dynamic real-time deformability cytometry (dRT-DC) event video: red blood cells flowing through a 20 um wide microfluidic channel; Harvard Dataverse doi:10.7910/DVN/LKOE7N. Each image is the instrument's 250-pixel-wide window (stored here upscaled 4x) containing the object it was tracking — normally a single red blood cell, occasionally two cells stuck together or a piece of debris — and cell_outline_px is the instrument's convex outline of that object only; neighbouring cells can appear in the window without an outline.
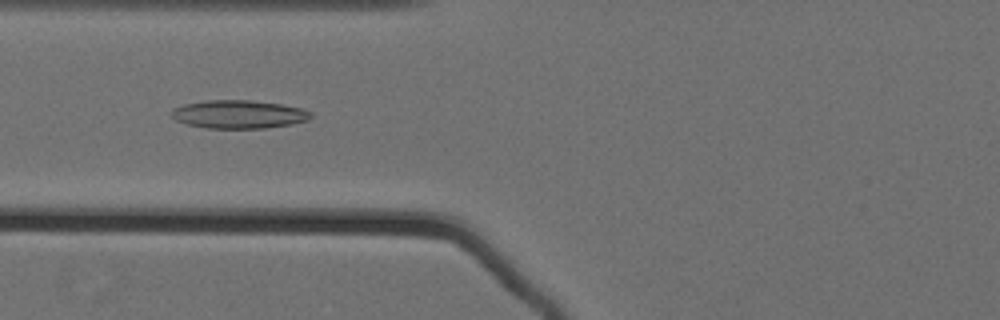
{"species": "Egyptian fruit bat (a non-hibernating species)", "species_latin": "Rousettus aegyptiacus", "temperature_condition": "cold", "stored_images_in_passage": 61, "camera_frame_rate_fps": 3000, "um_per_image_px": 0.085, "animal": {"sex": "female"}, "frame": {"image": 1, "passage_image": 29, "time_ms": 9.333, "image_size_px": [1000, 320], "cell_outline_px": [[312, 116], [308, 120], [292, 124], [264, 128], [208, 128], [188, 124], [176, 120], [168, 112], [172, 108], [184, 104], [208, 100], [252, 100], [280, 104], [300, 108], [312, 112]], "centroid_in_image_um": [20.28, 9.71], "position_along_channel_um": 105.5, "area_um2": 22.95}}
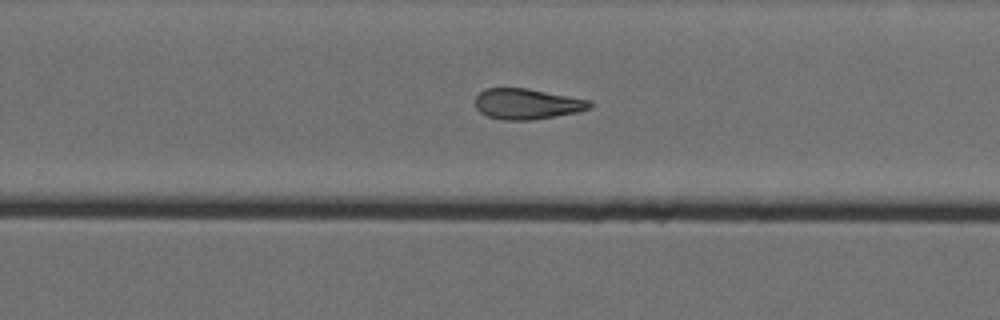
{"frame": {"image": 2, "passage_image": 44, "time_ms": 14.333, "image_size_px": [1000, 320], "cell_outline_px": [[592, 108], [576, 112], [532, 120], [500, 120], [488, 116], [480, 112], [476, 108], [476, 96], [484, 88], [528, 88], [592, 100]], "centroid_in_image_um": [44.81, 8.83], "position_along_channel_um": 285.0, "area_um2": 20.58}}
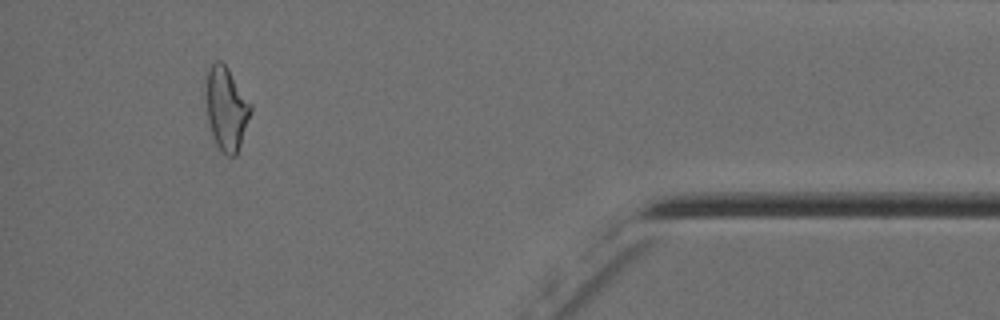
{"frame": {"image": 3, "passage_image": 58, "time_ms": 19.0, "image_size_px": [1000, 320], "cell_outline_px": [[252, 112], [236, 156], [228, 156], [216, 144], [208, 120], [204, 96], [208, 72], [212, 64], [216, 60], [220, 60], [228, 68], [252, 104]], "centroid_in_image_um": [19.24, 9.21], "position_along_channel_um": 416.0, "area_um2": 21.73}, "authors_computed_cell_mechanics": {"area_um2": 22.3108, "velocity_mm_per_s": 3.5942, "shape_relaxation_time_tau1_ms": null, "shape_relaxation_time_tau2_ms": 4.3601, "deformation_change_tau1": null, "deformation_change_tau2": 0.1302}}